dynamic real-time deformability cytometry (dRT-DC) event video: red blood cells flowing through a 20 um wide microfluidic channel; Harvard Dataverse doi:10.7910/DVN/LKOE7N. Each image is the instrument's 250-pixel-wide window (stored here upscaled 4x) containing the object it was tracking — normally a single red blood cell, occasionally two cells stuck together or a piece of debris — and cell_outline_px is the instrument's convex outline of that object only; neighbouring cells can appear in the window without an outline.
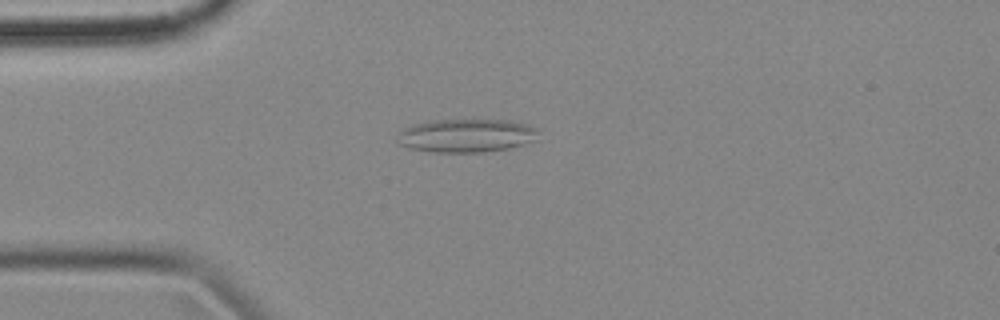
{"species": "common noctule bat (a hibernating species)", "species_latin": "Nyctalus noctula", "temperature_condition": "cold", "stored_images_in_passage": 11, "camera_frame_rate_fps": 3000, "um_per_image_px": 0.085, "animal": {"sex": "female", "body_mass_g": 18.4}, "frame": {"image": 1, "passage_image": 5, "time_ms": 1.333, "image_size_px": [1000, 320], "cell_outline_px": [[540, 128], [536, 140], [508, 148], [484, 152], [432, 152], [408, 148], [400, 144], [396, 140], [400, 132], [404, 128], [412, 124], [428, 120], [512, 120], [528, 124]], "centroid_in_image_um": [39.65, 11.51], "position_along_channel_um": 45.3, "area_um2": 27.74}}
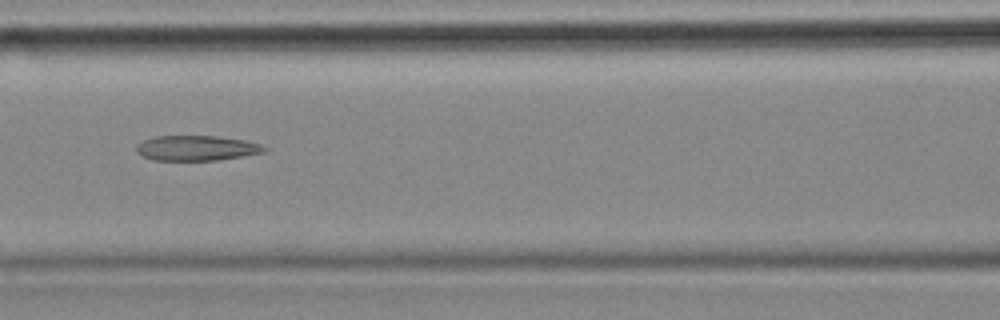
{"frame": {"image": 2, "passage_image": 8, "time_ms": 2.333, "image_size_px": [1000, 320], "cell_outline_px": [[268, 148], [264, 152], [216, 160], [156, 160], [140, 156], [136, 152], [136, 144], [152, 136], [220, 136], [244, 140], [260, 144]], "centroid_in_image_um": [16.66, 12.58], "position_along_channel_um": 149.9, "area_um2": 18.73}}